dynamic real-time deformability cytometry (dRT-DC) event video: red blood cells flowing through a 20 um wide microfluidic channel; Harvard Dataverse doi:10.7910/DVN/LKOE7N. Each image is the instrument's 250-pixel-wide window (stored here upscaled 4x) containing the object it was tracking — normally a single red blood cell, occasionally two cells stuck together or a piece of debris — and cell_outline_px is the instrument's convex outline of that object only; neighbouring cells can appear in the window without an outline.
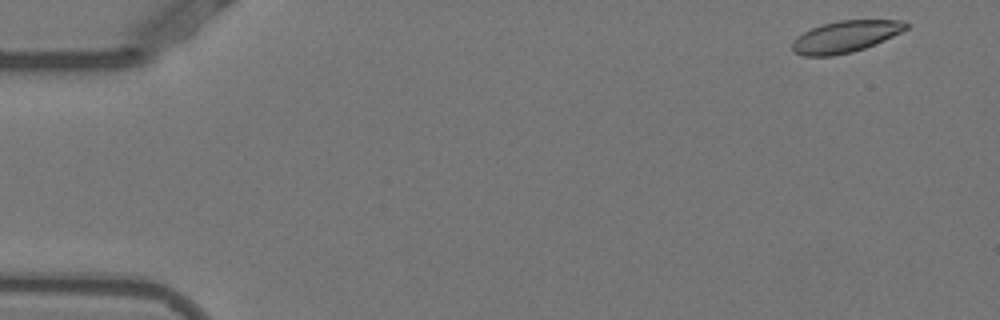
{"species": "Egyptian fruit bat (a non-hibernating species)", "species_latin": "Rousettus aegyptiacus", "temperature_condition": "warm", "stored_images_in_passage": 52, "camera_frame_rate_fps": 3000, "um_per_image_px": 0.085, "animal": {"sex": "female"}, "frame": {"image": 1, "passage_image": 2, "time_ms": 0.333, "image_size_px": [1000, 320], "cell_outline_px": [[908, 28], [884, 40], [864, 48], [852, 52], [832, 56], [804, 56], [792, 52], [792, 40], [804, 32], [812, 28], [824, 24], [840, 20], [904, 20], [908, 24]], "centroid_in_image_um": [71.84, 3.12], "position_along_channel_um": 13.2, "area_um2": 20.87}}
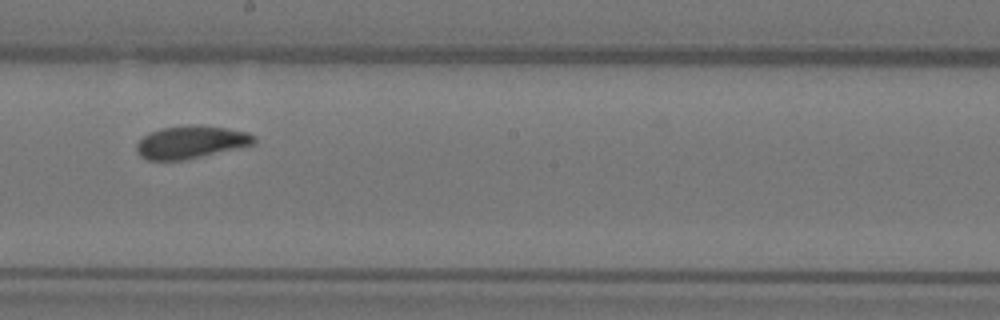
{"frame": {"image": 2, "passage_image": 29, "time_ms": 9.333, "image_size_px": [1000, 320], "cell_outline_px": [[256, 144], [184, 160], [148, 160], [140, 156], [136, 148], [136, 144], [144, 136], [160, 128], [200, 124], [228, 128], [248, 132], [256, 136]], "centroid_in_image_um": [16.27, 12.07], "position_along_channel_um": 231.9, "area_um2": 22.43}}
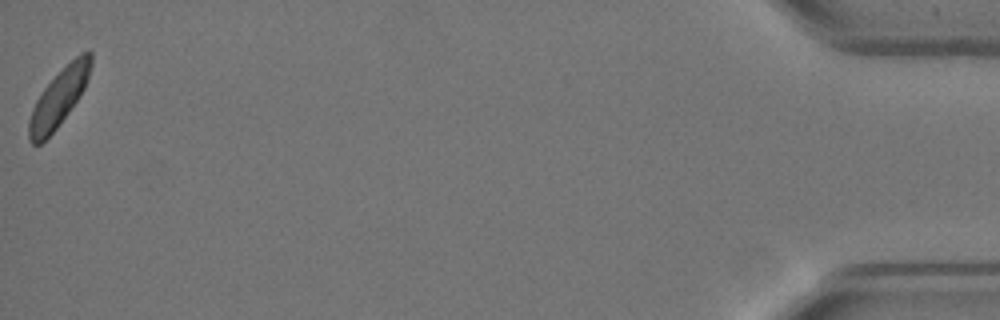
{"frame": {"image": 3, "passage_image": 52, "time_ms": 17.0, "image_size_px": [1000, 320], "cell_outline_px": [[92, 64], [88, 80], [80, 96], [56, 128], [40, 144], [32, 144], [28, 140], [28, 120], [32, 108], [36, 100], [44, 88], [80, 52], [88, 48], [92, 52]], "centroid_in_image_um": [5.01, 8.29], "position_along_channel_um": 430.2, "area_um2": 20.46}, "authors_computed_cell_mechanics": {"area_um2": 22.0218, "velocity_mm_per_s": 3.8258, "shape_relaxation_time_tau1_ms": 5.0766, "shape_relaxation_time_tau2_ms": 3.3523, "deformation_change_tau1": 0.1189, "deformation_change_tau2": 0.079}}